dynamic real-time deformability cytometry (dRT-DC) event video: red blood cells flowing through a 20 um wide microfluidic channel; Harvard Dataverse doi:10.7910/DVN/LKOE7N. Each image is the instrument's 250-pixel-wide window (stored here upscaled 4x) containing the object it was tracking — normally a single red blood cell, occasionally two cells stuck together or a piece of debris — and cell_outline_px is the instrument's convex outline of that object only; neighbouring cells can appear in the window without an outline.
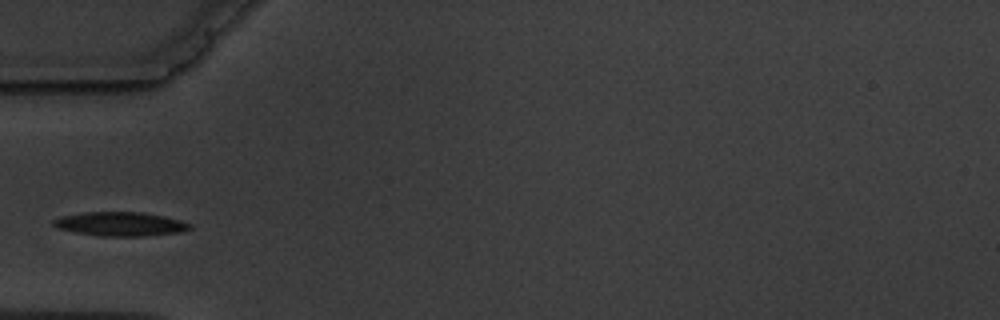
{"species": "common noctule bat (a hibernating species)", "species_latin": "Nyctalus noctula", "temperature_condition": "warm", "stored_images_in_passage": 6, "camera_frame_rate_fps": 3000, "um_per_image_px": 0.085, "animal": {"sex": "male", "body_mass_g": 19.5, "forearm_length_mm": 54.6}, "frame": {"image": 1, "passage_image": 2, "time_ms": 1.333, "image_size_px": [1000, 320], "cell_outline_px": [[192, 228], [180, 232], [144, 236], [100, 236], [76, 232], [56, 228], [52, 224], [52, 220], [60, 216], [84, 212], [140, 212], [164, 216], [180, 220], [192, 224]], "centroid_in_image_um": [10.21, 19.04], "position_along_channel_um": 74.8, "area_um2": 19.13}}
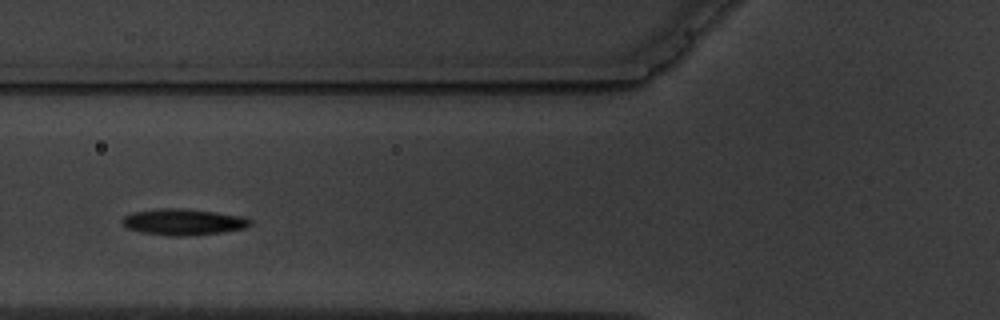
{"frame": {"image": 2, "passage_image": 3, "time_ms": 2.333, "image_size_px": [1000, 320], "cell_outline_px": [[252, 224], [244, 228], [224, 232], [188, 236], [168, 236], [140, 232], [128, 228], [120, 220], [124, 216], [132, 212], [160, 208], [184, 208], [216, 212], [244, 216], [252, 220]], "centroid_in_image_um": [15.6, 18.86], "position_along_channel_um": 110.2, "area_um2": 19.83}}
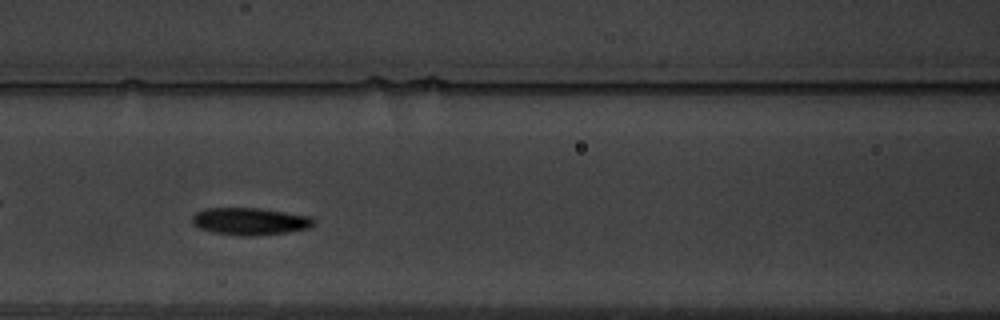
{"frame": {"image": 3, "passage_image": 4, "time_ms": 3.333, "image_size_px": [1000, 320], "cell_outline_px": [[316, 224], [308, 228], [288, 232], [252, 236], [240, 236], [212, 232], [200, 228], [192, 224], [192, 216], [196, 212], [208, 208], [260, 208], [312, 216], [316, 220]], "centroid_in_image_um": [21.28, 18.81], "position_along_channel_um": 145.3, "area_um2": 19.48}}